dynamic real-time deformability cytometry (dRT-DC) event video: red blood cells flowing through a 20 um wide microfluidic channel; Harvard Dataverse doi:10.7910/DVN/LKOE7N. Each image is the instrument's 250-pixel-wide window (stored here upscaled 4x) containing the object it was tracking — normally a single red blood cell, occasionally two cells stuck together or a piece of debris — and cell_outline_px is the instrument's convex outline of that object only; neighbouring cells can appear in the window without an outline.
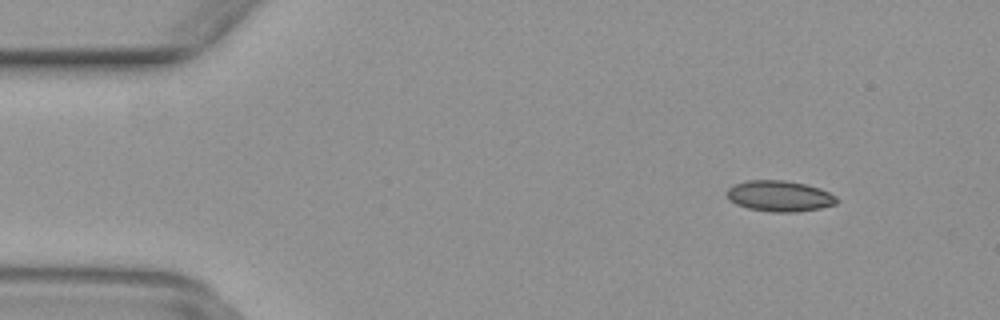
{"species": "common noctule bat (a hibernating species)", "species_latin": "Nyctalus noctula", "temperature_condition": "warm", "stored_images_in_passage": 47, "camera_frame_rate_fps": 3000, "um_per_image_px": 0.085, "animal": {"sex": "female", "body_mass_g": 29.2, "forearm_length_mm": 56.3}, "frame": {"image": 1, "passage_image": 3, "time_ms": 0.667, "image_size_px": [1000, 320], "cell_outline_px": [[840, 200], [836, 204], [820, 208], [796, 212], [772, 212], [748, 208], [736, 204], [728, 200], [724, 192], [732, 184], [748, 180], [784, 180], [804, 184], [820, 188], [836, 196]], "centroid_in_image_um": [66.22, 16.66], "position_along_channel_um": 18.8, "area_um2": 20.0}}
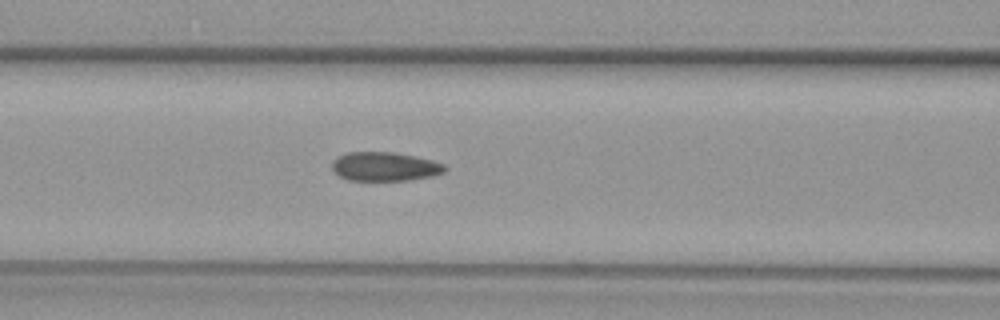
{"frame": {"image": 2, "passage_image": 18, "time_ms": 5.667, "image_size_px": [1000, 320], "cell_outline_px": [[448, 168], [444, 172], [432, 176], [412, 180], [348, 180], [340, 176], [332, 168], [332, 160], [348, 152], [392, 152], [432, 160], [444, 164]], "centroid_in_image_um": [32.73, 14.16], "position_along_channel_um": 133.9, "area_um2": 18.9}}
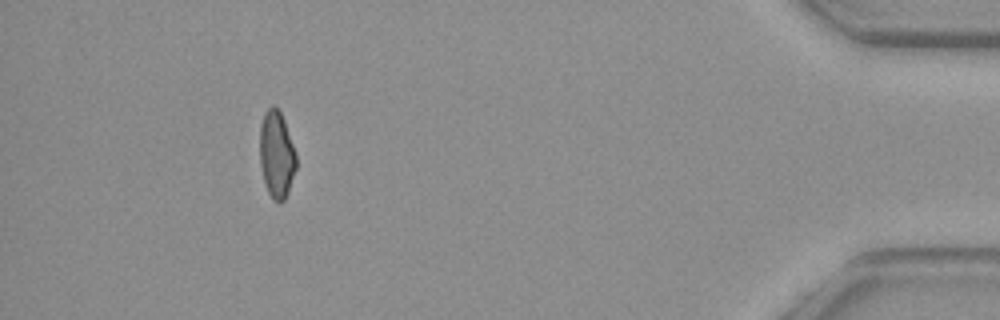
{"frame": {"image": 3, "passage_image": 43, "time_ms": 14.0, "image_size_px": [1000, 320], "cell_outline_px": [[296, 168], [288, 192], [284, 200], [272, 200], [264, 184], [260, 164], [260, 124], [264, 112], [272, 104], [280, 112], [284, 120], [296, 152]], "centroid_in_image_um": [23.5, 13.12], "position_along_channel_um": 411.7, "area_um2": 18.5}}